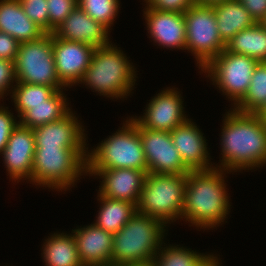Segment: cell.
I'll return each mask as SVG.
<instances>
[{"mask_svg": "<svg viewBox=\"0 0 266 266\" xmlns=\"http://www.w3.org/2000/svg\"><path fill=\"white\" fill-rule=\"evenodd\" d=\"M222 129V165L230 171L266 164V122L257 113L227 112ZM226 167V168H225Z\"/></svg>", "mask_w": 266, "mask_h": 266, "instance_id": "6da1fadb", "label": "cell"}, {"mask_svg": "<svg viewBox=\"0 0 266 266\" xmlns=\"http://www.w3.org/2000/svg\"><path fill=\"white\" fill-rule=\"evenodd\" d=\"M223 177V171L217 167L190 171L187 174L182 218L201 228H212L223 222L230 207Z\"/></svg>", "mask_w": 266, "mask_h": 266, "instance_id": "7a4b0ae2", "label": "cell"}, {"mask_svg": "<svg viewBox=\"0 0 266 266\" xmlns=\"http://www.w3.org/2000/svg\"><path fill=\"white\" fill-rule=\"evenodd\" d=\"M161 221L138 212L115 234L111 266L153 261L166 229Z\"/></svg>", "mask_w": 266, "mask_h": 266, "instance_id": "3957f363", "label": "cell"}, {"mask_svg": "<svg viewBox=\"0 0 266 266\" xmlns=\"http://www.w3.org/2000/svg\"><path fill=\"white\" fill-rule=\"evenodd\" d=\"M111 45L95 48L81 82L100 95L121 98L132 91L136 71L124 53Z\"/></svg>", "mask_w": 266, "mask_h": 266, "instance_id": "277c9868", "label": "cell"}, {"mask_svg": "<svg viewBox=\"0 0 266 266\" xmlns=\"http://www.w3.org/2000/svg\"><path fill=\"white\" fill-rule=\"evenodd\" d=\"M187 175L147 173L137 212L149 215L164 225L170 220L182 219Z\"/></svg>", "mask_w": 266, "mask_h": 266, "instance_id": "5b68a950", "label": "cell"}, {"mask_svg": "<svg viewBox=\"0 0 266 266\" xmlns=\"http://www.w3.org/2000/svg\"><path fill=\"white\" fill-rule=\"evenodd\" d=\"M86 149H69L67 146L36 147L31 182L56 189H67L87 173Z\"/></svg>", "mask_w": 266, "mask_h": 266, "instance_id": "8992f818", "label": "cell"}, {"mask_svg": "<svg viewBox=\"0 0 266 266\" xmlns=\"http://www.w3.org/2000/svg\"><path fill=\"white\" fill-rule=\"evenodd\" d=\"M125 124L87 153V170L131 168L148 173L138 127L130 119Z\"/></svg>", "mask_w": 266, "mask_h": 266, "instance_id": "52a82bcc", "label": "cell"}, {"mask_svg": "<svg viewBox=\"0 0 266 266\" xmlns=\"http://www.w3.org/2000/svg\"><path fill=\"white\" fill-rule=\"evenodd\" d=\"M14 64L17 82L53 86L57 90L64 86L56 71L52 33L21 43Z\"/></svg>", "mask_w": 266, "mask_h": 266, "instance_id": "ba28073f", "label": "cell"}, {"mask_svg": "<svg viewBox=\"0 0 266 266\" xmlns=\"http://www.w3.org/2000/svg\"><path fill=\"white\" fill-rule=\"evenodd\" d=\"M183 15L186 22V49L191 50L199 68L203 69L226 47L218 33L213 6L193 4Z\"/></svg>", "mask_w": 266, "mask_h": 266, "instance_id": "9c48e42d", "label": "cell"}, {"mask_svg": "<svg viewBox=\"0 0 266 266\" xmlns=\"http://www.w3.org/2000/svg\"><path fill=\"white\" fill-rule=\"evenodd\" d=\"M258 60L224 49L213 58L202 71L216 83L217 87L236 105L246 94Z\"/></svg>", "mask_w": 266, "mask_h": 266, "instance_id": "30bf717a", "label": "cell"}, {"mask_svg": "<svg viewBox=\"0 0 266 266\" xmlns=\"http://www.w3.org/2000/svg\"><path fill=\"white\" fill-rule=\"evenodd\" d=\"M130 120L138 127L148 173L187 175L190 172L174 147L170 132L146 129L134 118Z\"/></svg>", "mask_w": 266, "mask_h": 266, "instance_id": "8fae6325", "label": "cell"}, {"mask_svg": "<svg viewBox=\"0 0 266 266\" xmlns=\"http://www.w3.org/2000/svg\"><path fill=\"white\" fill-rule=\"evenodd\" d=\"M52 45L60 82L65 87L81 83L95 48L85 43L58 38L53 33Z\"/></svg>", "mask_w": 266, "mask_h": 266, "instance_id": "7c38bea8", "label": "cell"}, {"mask_svg": "<svg viewBox=\"0 0 266 266\" xmlns=\"http://www.w3.org/2000/svg\"><path fill=\"white\" fill-rule=\"evenodd\" d=\"M182 102L178 91L163 90L149 102L145 115L134 119L143 128L171 132L189 120L183 113Z\"/></svg>", "mask_w": 266, "mask_h": 266, "instance_id": "4fadbf2b", "label": "cell"}, {"mask_svg": "<svg viewBox=\"0 0 266 266\" xmlns=\"http://www.w3.org/2000/svg\"><path fill=\"white\" fill-rule=\"evenodd\" d=\"M35 149L33 129L18 124L2 152L11 179L27 178L31 181Z\"/></svg>", "mask_w": 266, "mask_h": 266, "instance_id": "5bb4252c", "label": "cell"}, {"mask_svg": "<svg viewBox=\"0 0 266 266\" xmlns=\"http://www.w3.org/2000/svg\"><path fill=\"white\" fill-rule=\"evenodd\" d=\"M103 180L99 195L137 205L142 192L146 172L131 168L87 170Z\"/></svg>", "mask_w": 266, "mask_h": 266, "instance_id": "9a60e30c", "label": "cell"}, {"mask_svg": "<svg viewBox=\"0 0 266 266\" xmlns=\"http://www.w3.org/2000/svg\"><path fill=\"white\" fill-rule=\"evenodd\" d=\"M170 134L174 147L189 171H206L215 168L209 165L207 143L203 134L190 119L174 128Z\"/></svg>", "mask_w": 266, "mask_h": 266, "instance_id": "2e32d148", "label": "cell"}, {"mask_svg": "<svg viewBox=\"0 0 266 266\" xmlns=\"http://www.w3.org/2000/svg\"><path fill=\"white\" fill-rule=\"evenodd\" d=\"M108 28L92 19L77 6L71 14L54 30L61 39L76 41L101 48L109 44Z\"/></svg>", "mask_w": 266, "mask_h": 266, "instance_id": "e0dca14e", "label": "cell"}, {"mask_svg": "<svg viewBox=\"0 0 266 266\" xmlns=\"http://www.w3.org/2000/svg\"><path fill=\"white\" fill-rule=\"evenodd\" d=\"M73 231L83 266H111L113 234L95 224Z\"/></svg>", "mask_w": 266, "mask_h": 266, "instance_id": "ac0fdd59", "label": "cell"}, {"mask_svg": "<svg viewBox=\"0 0 266 266\" xmlns=\"http://www.w3.org/2000/svg\"><path fill=\"white\" fill-rule=\"evenodd\" d=\"M145 19L153 41L164 47L186 49V22L179 12L146 8Z\"/></svg>", "mask_w": 266, "mask_h": 266, "instance_id": "d6986e66", "label": "cell"}, {"mask_svg": "<svg viewBox=\"0 0 266 266\" xmlns=\"http://www.w3.org/2000/svg\"><path fill=\"white\" fill-rule=\"evenodd\" d=\"M70 111L65 117L33 129L36 147L67 146L69 149L85 148L82 125Z\"/></svg>", "mask_w": 266, "mask_h": 266, "instance_id": "ffe728a7", "label": "cell"}, {"mask_svg": "<svg viewBox=\"0 0 266 266\" xmlns=\"http://www.w3.org/2000/svg\"><path fill=\"white\" fill-rule=\"evenodd\" d=\"M0 32L11 35L20 44L46 33L24 13L19 0L0 1Z\"/></svg>", "mask_w": 266, "mask_h": 266, "instance_id": "44dd1931", "label": "cell"}, {"mask_svg": "<svg viewBox=\"0 0 266 266\" xmlns=\"http://www.w3.org/2000/svg\"><path fill=\"white\" fill-rule=\"evenodd\" d=\"M220 38L226 44L238 32L256 22L239 0H227L213 6Z\"/></svg>", "mask_w": 266, "mask_h": 266, "instance_id": "7402d4cb", "label": "cell"}, {"mask_svg": "<svg viewBox=\"0 0 266 266\" xmlns=\"http://www.w3.org/2000/svg\"><path fill=\"white\" fill-rule=\"evenodd\" d=\"M66 103V98L63 96L62 91L57 90L46 100V104L29 105V110L20 117L18 122L20 125L31 129L50 122H56L70 112Z\"/></svg>", "mask_w": 266, "mask_h": 266, "instance_id": "603a6c76", "label": "cell"}, {"mask_svg": "<svg viewBox=\"0 0 266 266\" xmlns=\"http://www.w3.org/2000/svg\"><path fill=\"white\" fill-rule=\"evenodd\" d=\"M228 52L246 55L259 62H266V27L262 23L238 32L226 43Z\"/></svg>", "mask_w": 266, "mask_h": 266, "instance_id": "cb8c5ba5", "label": "cell"}, {"mask_svg": "<svg viewBox=\"0 0 266 266\" xmlns=\"http://www.w3.org/2000/svg\"><path fill=\"white\" fill-rule=\"evenodd\" d=\"M98 196L102 206L94 224L111 234L117 233L137 212L133 203Z\"/></svg>", "mask_w": 266, "mask_h": 266, "instance_id": "d4e9b609", "label": "cell"}, {"mask_svg": "<svg viewBox=\"0 0 266 266\" xmlns=\"http://www.w3.org/2000/svg\"><path fill=\"white\" fill-rule=\"evenodd\" d=\"M44 244L46 266H83L73 235L54 233Z\"/></svg>", "mask_w": 266, "mask_h": 266, "instance_id": "484cf974", "label": "cell"}, {"mask_svg": "<svg viewBox=\"0 0 266 266\" xmlns=\"http://www.w3.org/2000/svg\"><path fill=\"white\" fill-rule=\"evenodd\" d=\"M266 104V62H259L254 69L245 96L236 104L235 110L258 113Z\"/></svg>", "mask_w": 266, "mask_h": 266, "instance_id": "4316f807", "label": "cell"}, {"mask_svg": "<svg viewBox=\"0 0 266 266\" xmlns=\"http://www.w3.org/2000/svg\"><path fill=\"white\" fill-rule=\"evenodd\" d=\"M16 83V87H13L12 98L20 114H18V117H21L29 110V105L46 104V100L57 91L53 86H43L25 82Z\"/></svg>", "mask_w": 266, "mask_h": 266, "instance_id": "83f0119b", "label": "cell"}, {"mask_svg": "<svg viewBox=\"0 0 266 266\" xmlns=\"http://www.w3.org/2000/svg\"><path fill=\"white\" fill-rule=\"evenodd\" d=\"M161 247L153 259L155 266H199L208 257L206 255L197 254L195 251L177 246ZM159 254V255H157Z\"/></svg>", "mask_w": 266, "mask_h": 266, "instance_id": "f1b7e54d", "label": "cell"}, {"mask_svg": "<svg viewBox=\"0 0 266 266\" xmlns=\"http://www.w3.org/2000/svg\"><path fill=\"white\" fill-rule=\"evenodd\" d=\"M78 6L92 19L109 29L118 13L119 0H77Z\"/></svg>", "mask_w": 266, "mask_h": 266, "instance_id": "f546056e", "label": "cell"}, {"mask_svg": "<svg viewBox=\"0 0 266 266\" xmlns=\"http://www.w3.org/2000/svg\"><path fill=\"white\" fill-rule=\"evenodd\" d=\"M49 16V33L54 30L78 6L77 0H47Z\"/></svg>", "mask_w": 266, "mask_h": 266, "instance_id": "4dcf8cb0", "label": "cell"}, {"mask_svg": "<svg viewBox=\"0 0 266 266\" xmlns=\"http://www.w3.org/2000/svg\"><path fill=\"white\" fill-rule=\"evenodd\" d=\"M24 13L46 33H49L47 0H19Z\"/></svg>", "mask_w": 266, "mask_h": 266, "instance_id": "1f68e13d", "label": "cell"}, {"mask_svg": "<svg viewBox=\"0 0 266 266\" xmlns=\"http://www.w3.org/2000/svg\"><path fill=\"white\" fill-rule=\"evenodd\" d=\"M147 7L160 11L186 12L193 4V0H145Z\"/></svg>", "mask_w": 266, "mask_h": 266, "instance_id": "d6a6232c", "label": "cell"}, {"mask_svg": "<svg viewBox=\"0 0 266 266\" xmlns=\"http://www.w3.org/2000/svg\"><path fill=\"white\" fill-rule=\"evenodd\" d=\"M2 106L0 107V153L2 154L7 145L8 139L13 130L18 126L19 122H15L11 112ZM15 119V120H14Z\"/></svg>", "mask_w": 266, "mask_h": 266, "instance_id": "836d02e7", "label": "cell"}, {"mask_svg": "<svg viewBox=\"0 0 266 266\" xmlns=\"http://www.w3.org/2000/svg\"><path fill=\"white\" fill-rule=\"evenodd\" d=\"M20 43L11 35L0 32V59L15 61Z\"/></svg>", "mask_w": 266, "mask_h": 266, "instance_id": "e575fe53", "label": "cell"}, {"mask_svg": "<svg viewBox=\"0 0 266 266\" xmlns=\"http://www.w3.org/2000/svg\"><path fill=\"white\" fill-rule=\"evenodd\" d=\"M14 80L17 82L14 61L0 59V98Z\"/></svg>", "mask_w": 266, "mask_h": 266, "instance_id": "d590c367", "label": "cell"}, {"mask_svg": "<svg viewBox=\"0 0 266 266\" xmlns=\"http://www.w3.org/2000/svg\"><path fill=\"white\" fill-rule=\"evenodd\" d=\"M250 13L256 23H261L266 17V0H239Z\"/></svg>", "mask_w": 266, "mask_h": 266, "instance_id": "8d00e7d4", "label": "cell"}, {"mask_svg": "<svg viewBox=\"0 0 266 266\" xmlns=\"http://www.w3.org/2000/svg\"><path fill=\"white\" fill-rule=\"evenodd\" d=\"M194 4L203 5V6H215L221 4L227 0H193Z\"/></svg>", "mask_w": 266, "mask_h": 266, "instance_id": "74e56055", "label": "cell"}, {"mask_svg": "<svg viewBox=\"0 0 266 266\" xmlns=\"http://www.w3.org/2000/svg\"><path fill=\"white\" fill-rule=\"evenodd\" d=\"M217 257L209 255V257L199 266H219Z\"/></svg>", "mask_w": 266, "mask_h": 266, "instance_id": "f35d334b", "label": "cell"}, {"mask_svg": "<svg viewBox=\"0 0 266 266\" xmlns=\"http://www.w3.org/2000/svg\"><path fill=\"white\" fill-rule=\"evenodd\" d=\"M120 266H155V265L153 261H148V262H141V263L124 264Z\"/></svg>", "mask_w": 266, "mask_h": 266, "instance_id": "ab89813d", "label": "cell"}, {"mask_svg": "<svg viewBox=\"0 0 266 266\" xmlns=\"http://www.w3.org/2000/svg\"><path fill=\"white\" fill-rule=\"evenodd\" d=\"M261 119L266 122V104L264 105V107L257 113Z\"/></svg>", "mask_w": 266, "mask_h": 266, "instance_id": "60d3db41", "label": "cell"}, {"mask_svg": "<svg viewBox=\"0 0 266 266\" xmlns=\"http://www.w3.org/2000/svg\"><path fill=\"white\" fill-rule=\"evenodd\" d=\"M261 23L266 27V17Z\"/></svg>", "mask_w": 266, "mask_h": 266, "instance_id": "b9f144b4", "label": "cell"}]
</instances>
